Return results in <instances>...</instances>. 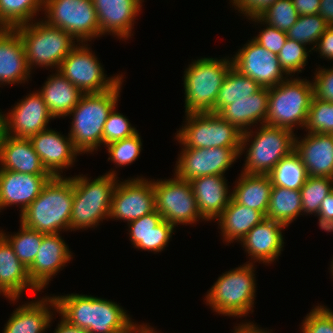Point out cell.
<instances>
[{"mask_svg": "<svg viewBox=\"0 0 333 333\" xmlns=\"http://www.w3.org/2000/svg\"><path fill=\"white\" fill-rule=\"evenodd\" d=\"M313 50L320 53V58L333 60V26H329L320 36Z\"/></svg>", "mask_w": 333, "mask_h": 333, "instance_id": "816d5d0a", "label": "cell"}, {"mask_svg": "<svg viewBox=\"0 0 333 333\" xmlns=\"http://www.w3.org/2000/svg\"><path fill=\"white\" fill-rule=\"evenodd\" d=\"M318 14L329 26H333V0H321Z\"/></svg>", "mask_w": 333, "mask_h": 333, "instance_id": "db71d44e", "label": "cell"}, {"mask_svg": "<svg viewBox=\"0 0 333 333\" xmlns=\"http://www.w3.org/2000/svg\"><path fill=\"white\" fill-rule=\"evenodd\" d=\"M329 25L319 15H299L296 23L286 32L287 37L291 40L313 45V50L320 38Z\"/></svg>", "mask_w": 333, "mask_h": 333, "instance_id": "f35d334b", "label": "cell"}, {"mask_svg": "<svg viewBox=\"0 0 333 333\" xmlns=\"http://www.w3.org/2000/svg\"><path fill=\"white\" fill-rule=\"evenodd\" d=\"M266 217L259 211L243 206L231 198L228 206L215 219L219 223L223 240L233 243L241 239Z\"/></svg>", "mask_w": 333, "mask_h": 333, "instance_id": "1f68e13d", "label": "cell"}, {"mask_svg": "<svg viewBox=\"0 0 333 333\" xmlns=\"http://www.w3.org/2000/svg\"><path fill=\"white\" fill-rule=\"evenodd\" d=\"M260 328L261 327L256 326L253 322H242V324H239L236 328L234 327L235 330L233 333H271V331L269 332Z\"/></svg>", "mask_w": 333, "mask_h": 333, "instance_id": "9f6ffc18", "label": "cell"}, {"mask_svg": "<svg viewBox=\"0 0 333 333\" xmlns=\"http://www.w3.org/2000/svg\"><path fill=\"white\" fill-rule=\"evenodd\" d=\"M317 217L322 230L333 232V191L321 202Z\"/></svg>", "mask_w": 333, "mask_h": 333, "instance_id": "f907efd6", "label": "cell"}, {"mask_svg": "<svg viewBox=\"0 0 333 333\" xmlns=\"http://www.w3.org/2000/svg\"><path fill=\"white\" fill-rule=\"evenodd\" d=\"M51 177L0 170V212L9 205H20L22 214L39 196Z\"/></svg>", "mask_w": 333, "mask_h": 333, "instance_id": "44dd1931", "label": "cell"}, {"mask_svg": "<svg viewBox=\"0 0 333 333\" xmlns=\"http://www.w3.org/2000/svg\"><path fill=\"white\" fill-rule=\"evenodd\" d=\"M56 328L54 333H89L86 329H82L68 323L62 317L60 323H58V326Z\"/></svg>", "mask_w": 333, "mask_h": 333, "instance_id": "11a10c76", "label": "cell"}, {"mask_svg": "<svg viewBox=\"0 0 333 333\" xmlns=\"http://www.w3.org/2000/svg\"><path fill=\"white\" fill-rule=\"evenodd\" d=\"M231 59L236 70L256 81L261 87L272 88L288 78L284 76L286 74L281 69L278 56L253 38Z\"/></svg>", "mask_w": 333, "mask_h": 333, "instance_id": "2e32d148", "label": "cell"}, {"mask_svg": "<svg viewBox=\"0 0 333 333\" xmlns=\"http://www.w3.org/2000/svg\"><path fill=\"white\" fill-rule=\"evenodd\" d=\"M284 228L285 225L265 218L241 239L240 243L253 263L259 261L267 265L278 259L285 243L282 234Z\"/></svg>", "mask_w": 333, "mask_h": 333, "instance_id": "7402d4cb", "label": "cell"}, {"mask_svg": "<svg viewBox=\"0 0 333 333\" xmlns=\"http://www.w3.org/2000/svg\"><path fill=\"white\" fill-rule=\"evenodd\" d=\"M6 136H7L6 115L0 112V154Z\"/></svg>", "mask_w": 333, "mask_h": 333, "instance_id": "680465c9", "label": "cell"}, {"mask_svg": "<svg viewBox=\"0 0 333 333\" xmlns=\"http://www.w3.org/2000/svg\"><path fill=\"white\" fill-rule=\"evenodd\" d=\"M73 177H51L39 196L20 214V223L44 234L70 230Z\"/></svg>", "mask_w": 333, "mask_h": 333, "instance_id": "6da1fadb", "label": "cell"}, {"mask_svg": "<svg viewBox=\"0 0 333 333\" xmlns=\"http://www.w3.org/2000/svg\"><path fill=\"white\" fill-rule=\"evenodd\" d=\"M45 0H0V19L9 29L33 21Z\"/></svg>", "mask_w": 333, "mask_h": 333, "instance_id": "8d00e7d4", "label": "cell"}, {"mask_svg": "<svg viewBox=\"0 0 333 333\" xmlns=\"http://www.w3.org/2000/svg\"><path fill=\"white\" fill-rule=\"evenodd\" d=\"M259 17L270 26L287 32L297 21L299 14L292 0H277Z\"/></svg>", "mask_w": 333, "mask_h": 333, "instance_id": "b9f144b4", "label": "cell"}, {"mask_svg": "<svg viewBox=\"0 0 333 333\" xmlns=\"http://www.w3.org/2000/svg\"><path fill=\"white\" fill-rule=\"evenodd\" d=\"M141 136L137 132L131 137L106 145L111 162L118 167L133 163L139 157L142 149Z\"/></svg>", "mask_w": 333, "mask_h": 333, "instance_id": "ee69618b", "label": "cell"}, {"mask_svg": "<svg viewBox=\"0 0 333 333\" xmlns=\"http://www.w3.org/2000/svg\"><path fill=\"white\" fill-rule=\"evenodd\" d=\"M257 130L253 132L250 129L242 133L239 156L244 150H247V154L241 172L268 174L283 157L294 151V139L297 135L289 129L267 124H262ZM247 145H250L249 148H245Z\"/></svg>", "mask_w": 333, "mask_h": 333, "instance_id": "ba28073f", "label": "cell"}, {"mask_svg": "<svg viewBox=\"0 0 333 333\" xmlns=\"http://www.w3.org/2000/svg\"><path fill=\"white\" fill-rule=\"evenodd\" d=\"M0 231V289L11 301L20 298L25 289L40 291L31 281L28 269L20 262Z\"/></svg>", "mask_w": 333, "mask_h": 333, "instance_id": "83f0119b", "label": "cell"}, {"mask_svg": "<svg viewBox=\"0 0 333 333\" xmlns=\"http://www.w3.org/2000/svg\"><path fill=\"white\" fill-rule=\"evenodd\" d=\"M139 132L128 119L116 111V106L109 113L103 129V145L133 136Z\"/></svg>", "mask_w": 333, "mask_h": 333, "instance_id": "f6af8a7d", "label": "cell"}, {"mask_svg": "<svg viewBox=\"0 0 333 333\" xmlns=\"http://www.w3.org/2000/svg\"><path fill=\"white\" fill-rule=\"evenodd\" d=\"M299 215H303L300 190L272 186L266 218L288 227Z\"/></svg>", "mask_w": 333, "mask_h": 333, "instance_id": "836d02e7", "label": "cell"}, {"mask_svg": "<svg viewBox=\"0 0 333 333\" xmlns=\"http://www.w3.org/2000/svg\"><path fill=\"white\" fill-rule=\"evenodd\" d=\"M20 231L14 235H6L2 231L1 235L10 243L15 255L20 262L28 269L38 253L44 233L32 230L20 224Z\"/></svg>", "mask_w": 333, "mask_h": 333, "instance_id": "74e56055", "label": "cell"}, {"mask_svg": "<svg viewBox=\"0 0 333 333\" xmlns=\"http://www.w3.org/2000/svg\"><path fill=\"white\" fill-rule=\"evenodd\" d=\"M78 44L57 71L84 94L103 93L112 89L123 78L122 74L106 78L103 66L89 45L85 42Z\"/></svg>", "mask_w": 333, "mask_h": 333, "instance_id": "4fadbf2b", "label": "cell"}, {"mask_svg": "<svg viewBox=\"0 0 333 333\" xmlns=\"http://www.w3.org/2000/svg\"><path fill=\"white\" fill-rule=\"evenodd\" d=\"M331 267H330V272H331V274L333 275V259H332V261H331V265H330Z\"/></svg>", "mask_w": 333, "mask_h": 333, "instance_id": "6125c7cd", "label": "cell"}, {"mask_svg": "<svg viewBox=\"0 0 333 333\" xmlns=\"http://www.w3.org/2000/svg\"><path fill=\"white\" fill-rule=\"evenodd\" d=\"M268 100L269 88L261 87L246 99L234 100V103L225 106L218 114L241 132H245L250 130L253 124H265Z\"/></svg>", "mask_w": 333, "mask_h": 333, "instance_id": "f1b7e54d", "label": "cell"}, {"mask_svg": "<svg viewBox=\"0 0 333 333\" xmlns=\"http://www.w3.org/2000/svg\"><path fill=\"white\" fill-rule=\"evenodd\" d=\"M232 60L227 57L200 58L184 71L185 113L211 112Z\"/></svg>", "mask_w": 333, "mask_h": 333, "instance_id": "52a82bcc", "label": "cell"}, {"mask_svg": "<svg viewBox=\"0 0 333 333\" xmlns=\"http://www.w3.org/2000/svg\"><path fill=\"white\" fill-rule=\"evenodd\" d=\"M253 262L222 273L205 296L214 312L225 316L242 317L253 312L256 279Z\"/></svg>", "mask_w": 333, "mask_h": 333, "instance_id": "5b68a950", "label": "cell"}, {"mask_svg": "<svg viewBox=\"0 0 333 333\" xmlns=\"http://www.w3.org/2000/svg\"><path fill=\"white\" fill-rule=\"evenodd\" d=\"M260 88L261 86L256 81L241 74L232 66L224 78L216 105L211 112L218 114L225 106L234 103V100L246 99Z\"/></svg>", "mask_w": 333, "mask_h": 333, "instance_id": "e575fe53", "label": "cell"}, {"mask_svg": "<svg viewBox=\"0 0 333 333\" xmlns=\"http://www.w3.org/2000/svg\"><path fill=\"white\" fill-rule=\"evenodd\" d=\"M300 329L302 333H333V311L318 304L306 315Z\"/></svg>", "mask_w": 333, "mask_h": 333, "instance_id": "bcb514c9", "label": "cell"}, {"mask_svg": "<svg viewBox=\"0 0 333 333\" xmlns=\"http://www.w3.org/2000/svg\"><path fill=\"white\" fill-rule=\"evenodd\" d=\"M241 148H187L182 146L175 173L178 178L190 181L208 175L224 176L237 157Z\"/></svg>", "mask_w": 333, "mask_h": 333, "instance_id": "5bb4252c", "label": "cell"}, {"mask_svg": "<svg viewBox=\"0 0 333 333\" xmlns=\"http://www.w3.org/2000/svg\"><path fill=\"white\" fill-rule=\"evenodd\" d=\"M25 23L13 28L21 37L27 64L54 67L58 70L62 61L78 45V41L68 32L48 24L44 20Z\"/></svg>", "mask_w": 333, "mask_h": 333, "instance_id": "8992f818", "label": "cell"}, {"mask_svg": "<svg viewBox=\"0 0 333 333\" xmlns=\"http://www.w3.org/2000/svg\"><path fill=\"white\" fill-rule=\"evenodd\" d=\"M304 128L308 133L333 134V102L313 95Z\"/></svg>", "mask_w": 333, "mask_h": 333, "instance_id": "60d3db41", "label": "cell"}, {"mask_svg": "<svg viewBox=\"0 0 333 333\" xmlns=\"http://www.w3.org/2000/svg\"><path fill=\"white\" fill-rule=\"evenodd\" d=\"M318 70V71H317ZM313 80V94L316 98L333 102V67L318 68Z\"/></svg>", "mask_w": 333, "mask_h": 333, "instance_id": "c3c4849f", "label": "cell"}, {"mask_svg": "<svg viewBox=\"0 0 333 333\" xmlns=\"http://www.w3.org/2000/svg\"><path fill=\"white\" fill-rule=\"evenodd\" d=\"M299 15H316L319 12L321 0H292Z\"/></svg>", "mask_w": 333, "mask_h": 333, "instance_id": "f5cc1de1", "label": "cell"}, {"mask_svg": "<svg viewBox=\"0 0 333 333\" xmlns=\"http://www.w3.org/2000/svg\"><path fill=\"white\" fill-rule=\"evenodd\" d=\"M294 139V151L309 177L333 178V134L307 133Z\"/></svg>", "mask_w": 333, "mask_h": 333, "instance_id": "603a6c76", "label": "cell"}, {"mask_svg": "<svg viewBox=\"0 0 333 333\" xmlns=\"http://www.w3.org/2000/svg\"><path fill=\"white\" fill-rule=\"evenodd\" d=\"M333 191V178L309 177L301 187L302 213L318 214L321 202Z\"/></svg>", "mask_w": 333, "mask_h": 333, "instance_id": "ab89813d", "label": "cell"}, {"mask_svg": "<svg viewBox=\"0 0 333 333\" xmlns=\"http://www.w3.org/2000/svg\"><path fill=\"white\" fill-rule=\"evenodd\" d=\"M155 210L174 228L178 224H193L206 221L200 214L191 184L176 175L164 180L153 179Z\"/></svg>", "mask_w": 333, "mask_h": 333, "instance_id": "7c38bea8", "label": "cell"}, {"mask_svg": "<svg viewBox=\"0 0 333 333\" xmlns=\"http://www.w3.org/2000/svg\"><path fill=\"white\" fill-rule=\"evenodd\" d=\"M56 302L53 296L19 305L5 324L3 333H45L52 321Z\"/></svg>", "mask_w": 333, "mask_h": 333, "instance_id": "484cf974", "label": "cell"}, {"mask_svg": "<svg viewBox=\"0 0 333 333\" xmlns=\"http://www.w3.org/2000/svg\"><path fill=\"white\" fill-rule=\"evenodd\" d=\"M277 0H231L232 6L247 18L259 16Z\"/></svg>", "mask_w": 333, "mask_h": 333, "instance_id": "681fc988", "label": "cell"}, {"mask_svg": "<svg viewBox=\"0 0 333 333\" xmlns=\"http://www.w3.org/2000/svg\"><path fill=\"white\" fill-rule=\"evenodd\" d=\"M42 165L52 176H63L62 169H68L75 163L78 154L71 138L61 135L55 130L46 129L29 138Z\"/></svg>", "mask_w": 333, "mask_h": 333, "instance_id": "ac0fdd59", "label": "cell"}, {"mask_svg": "<svg viewBox=\"0 0 333 333\" xmlns=\"http://www.w3.org/2000/svg\"><path fill=\"white\" fill-rule=\"evenodd\" d=\"M105 174L94 180L83 176V174L73 177L71 231L95 228L100 225V221L109 218L112 196L118 177L114 170Z\"/></svg>", "mask_w": 333, "mask_h": 333, "instance_id": "277c9868", "label": "cell"}, {"mask_svg": "<svg viewBox=\"0 0 333 333\" xmlns=\"http://www.w3.org/2000/svg\"><path fill=\"white\" fill-rule=\"evenodd\" d=\"M6 114L7 135L29 139L40 131L48 129L54 117L49 112L42 95L36 91L16 103Z\"/></svg>", "mask_w": 333, "mask_h": 333, "instance_id": "e0dca14e", "label": "cell"}, {"mask_svg": "<svg viewBox=\"0 0 333 333\" xmlns=\"http://www.w3.org/2000/svg\"><path fill=\"white\" fill-rule=\"evenodd\" d=\"M53 297L56 312L89 333H110L131 319L122 306L107 299L74 293Z\"/></svg>", "mask_w": 333, "mask_h": 333, "instance_id": "3957f363", "label": "cell"}, {"mask_svg": "<svg viewBox=\"0 0 333 333\" xmlns=\"http://www.w3.org/2000/svg\"><path fill=\"white\" fill-rule=\"evenodd\" d=\"M271 189L272 182L268 174L242 172L231 193L237 203L255 209L266 217Z\"/></svg>", "mask_w": 333, "mask_h": 333, "instance_id": "d6a6232c", "label": "cell"}, {"mask_svg": "<svg viewBox=\"0 0 333 333\" xmlns=\"http://www.w3.org/2000/svg\"><path fill=\"white\" fill-rule=\"evenodd\" d=\"M69 246L61 238L60 233L45 234L37 255L28 268L32 283L40 290H44L51 278L66 266L72 259ZM63 267V268H62Z\"/></svg>", "mask_w": 333, "mask_h": 333, "instance_id": "d6986e66", "label": "cell"}, {"mask_svg": "<svg viewBox=\"0 0 333 333\" xmlns=\"http://www.w3.org/2000/svg\"><path fill=\"white\" fill-rule=\"evenodd\" d=\"M189 182L201 216L206 221L215 220L232 198L226 178L220 175H208Z\"/></svg>", "mask_w": 333, "mask_h": 333, "instance_id": "cb8c5ba5", "label": "cell"}, {"mask_svg": "<svg viewBox=\"0 0 333 333\" xmlns=\"http://www.w3.org/2000/svg\"><path fill=\"white\" fill-rule=\"evenodd\" d=\"M43 11L46 18L43 20L68 32L80 43L100 37L92 0H45Z\"/></svg>", "mask_w": 333, "mask_h": 333, "instance_id": "8fae6325", "label": "cell"}, {"mask_svg": "<svg viewBox=\"0 0 333 333\" xmlns=\"http://www.w3.org/2000/svg\"><path fill=\"white\" fill-rule=\"evenodd\" d=\"M122 81L106 92L84 94L68 114L73 116L68 135L81 154L92 153L103 144L104 124L109 113L117 106Z\"/></svg>", "mask_w": 333, "mask_h": 333, "instance_id": "7a4b0ae2", "label": "cell"}, {"mask_svg": "<svg viewBox=\"0 0 333 333\" xmlns=\"http://www.w3.org/2000/svg\"><path fill=\"white\" fill-rule=\"evenodd\" d=\"M185 125L176 140L187 148H241L242 133L219 114L197 112L185 114Z\"/></svg>", "mask_w": 333, "mask_h": 333, "instance_id": "30bf717a", "label": "cell"}, {"mask_svg": "<svg viewBox=\"0 0 333 333\" xmlns=\"http://www.w3.org/2000/svg\"><path fill=\"white\" fill-rule=\"evenodd\" d=\"M143 326L144 324L137 325L136 323L132 322V320L130 319L124 326L115 329L110 333H139L142 330Z\"/></svg>", "mask_w": 333, "mask_h": 333, "instance_id": "6f0895ef", "label": "cell"}, {"mask_svg": "<svg viewBox=\"0 0 333 333\" xmlns=\"http://www.w3.org/2000/svg\"><path fill=\"white\" fill-rule=\"evenodd\" d=\"M0 170L50 175L29 139L6 136L0 154Z\"/></svg>", "mask_w": 333, "mask_h": 333, "instance_id": "f546056e", "label": "cell"}, {"mask_svg": "<svg viewBox=\"0 0 333 333\" xmlns=\"http://www.w3.org/2000/svg\"><path fill=\"white\" fill-rule=\"evenodd\" d=\"M155 210L153 180L141 177L117 181L112 196L109 218L127 223Z\"/></svg>", "mask_w": 333, "mask_h": 333, "instance_id": "9a60e30c", "label": "cell"}, {"mask_svg": "<svg viewBox=\"0 0 333 333\" xmlns=\"http://www.w3.org/2000/svg\"><path fill=\"white\" fill-rule=\"evenodd\" d=\"M268 175L272 186L291 190H300L308 178L306 167L295 151L283 157Z\"/></svg>", "mask_w": 333, "mask_h": 333, "instance_id": "d590c367", "label": "cell"}, {"mask_svg": "<svg viewBox=\"0 0 333 333\" xmlns=\"http://www.w3.org/2000/svg\"><path fill=\"white\" fill-rule=\"evenodd\" d=\"M305 46L303 43L287 38L277 55L281 69L288 77L289 75L293 77L296 72L300 73L306 66L309 52L312 50H308Z\"/></svg>", "mask_w": 333, "mask_h": 333, "instance_id": "7bdbcfd3", "label": "cell"}, {"mask_svg": "<svg viewBox=\"0 0 333 333\" xmlns=\"http://www.w3.org/2000/svg\"><path fill=\"white\" fill-rule=\"evenodd\" d=\"M313 83L307 79L287 78L269 88L268 111L265 124L291 130L305 127L313 97Z\"/></svg>", "mask_w": 333, "mask_h": 333, "instance_id": "9c48e42d", "label": "cell"}, {"mask_svg": "<svg viewBox=\"0 0 333 333\" xmlns=\"http://www.w3.org/2000/svg\"><path fill=\"white\" fill-rule=\"evenodd\" d=\"M150 325H145L143 326L142 330L145 332V333H158L157 331L154 330V328L152 327H149Z\"/></svg>", "mask_w": 333, "mask_h": 333, "instance_id": "91938a15", "label": "cell"}, {"mask_svg": "<svg viewBox=\"0 0 333 333\" xmlns=\"http://www.w3.org/2000/svg\"><path fill=\"white\" fill-rule=\"evenodd\" d=\"M57 72V73H56ZM50 75L43 87L38 91L54 118L66 117L79 103L84 93L69 82L56 70Z\"/></svg>", "mask_w": 333, "mask_h": 333, "instance_id": "4dcf8cb0", "label": "cell"}, {"mask_svg": "<svg viewBox=\"0 0 333 333\" xmlns=\"http://www.w3.org/2000/svg\"><path fill=\"white\" fill-rule=\"evenodd\" d=\"M30 74L22 39L14 29H8L0 35V85L25 83Z\"/></svg>", "mask_w": 333, "mask_h": 333, "instance_id": "4316f807", "label": "cell"}, {"mask_svg": "<svg viewBox=\"0 0 333 333\" xmlns=\"http://www.w3.org/2000/svg\"><path fill=\"white\" fill-rule=\"evenodd\" d=\"M128 228L133 247L152 251L154 254L161 252L168 246L174 232V227L163 220V217L156 210L128 222Z\"/></svg>", "mask_w": 333, "mask_h": 333, "instance_id": "d4e9b609", "label": "cell"}, {"mask_svg": "<svg viewBox=\"0 0 333 333\" xmlns=\"http://www.w3.org/2000/svg\"><path fill=\"white\" fill-rule=\"evenodd\" d=\"M100 35L111 34L128 40L133 34L134 19L141 11L142 0H92Z\"/></svg>", "mask_w": 333, "mask_h": 333, "instance_id": "ffe728a7", "label": "cell"}, {"mask_svg": "<svg viewBox=\"0 0 333 333\" xmlns=\"http://www.w3.org/2000/svg\"><path fill=\"white\" fill-rule=\"evenodd\" d=\"M248 19L257 22V24H266V28L262 29L253 39L268 51L278 55L288 38L287 33L265 23L259 16Z\"/></svg>", "mask_w": 333, "mask_h": 333, "instance_id": "7dc6e473", "label": "cell"}, {"mask_svg": "<svg viewBox=\"0 0 333 333\" xmlns=\"http://www.w3.org/2000/svg\"><path fill=\"white\" fill-rule=\"evenodd\" d=\"M0 294L2 295H4V297H6V298H8L3 292H2V290L0 289Z\"/></svg>", "mask_w": 333, "mask_h": 333, "instance_id": "be15d7a7", "label": "cell"}, {"mask_svg": "<svg viewBox=\"0 0 333 333\" xmlns=\"http://www.w3.org/2000/svg\"><path fill=\"white\" fill-rule=\"evenodd\" d=\"M9 28L5 23L0 19V35L4 34Z\"/></svg>", "mask_w": 333, "mask_h": 333, "instance_id": "94428289", "label": "cell"}]
</instances>
